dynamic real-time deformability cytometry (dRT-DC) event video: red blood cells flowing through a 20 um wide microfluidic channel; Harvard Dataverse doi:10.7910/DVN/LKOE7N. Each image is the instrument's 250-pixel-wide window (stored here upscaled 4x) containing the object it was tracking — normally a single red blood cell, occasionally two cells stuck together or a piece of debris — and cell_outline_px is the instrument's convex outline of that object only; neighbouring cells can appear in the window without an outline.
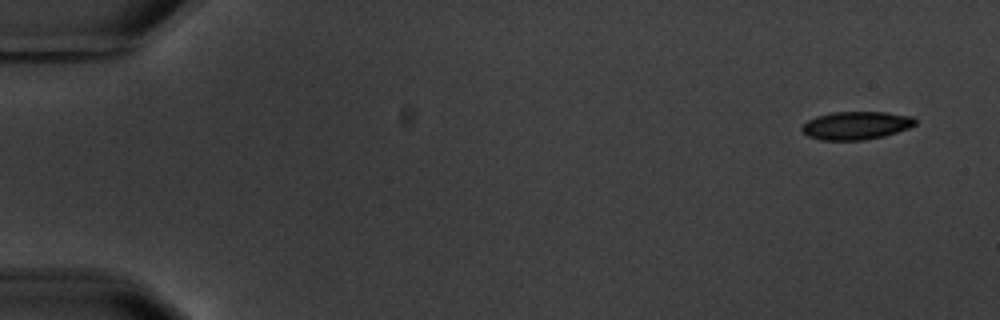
{"species": "common noctule bat (a hibernating species)", "species_latin": "Nyctalus noctula", "temperature_condition": "warm", "stored_images_in_passage": 5, "camera_frame_rate_fps": 3000, "um_per_image_px": 0.085, "animal": {"sex": "male", "body_mass_g": 20.1, "forearm_length_mm": 53.5}, "frame": {"image": 1, "passage_image": 1, "time_ms": 0.0, "image_size_px": [1000, 320], "cell_outline_px": [[916, 124], [908, 128], [884, 136], [864, 140], [820, 140], [808, 136], [800, 128], [808, 120], [816, 116], [832, 112], [888, 112], [912, 116], [916, 120]], "centroid_in_image_um": [72.77, 10.66], "position_along_channel_um": 12.2, "area_um2": 18.55}}
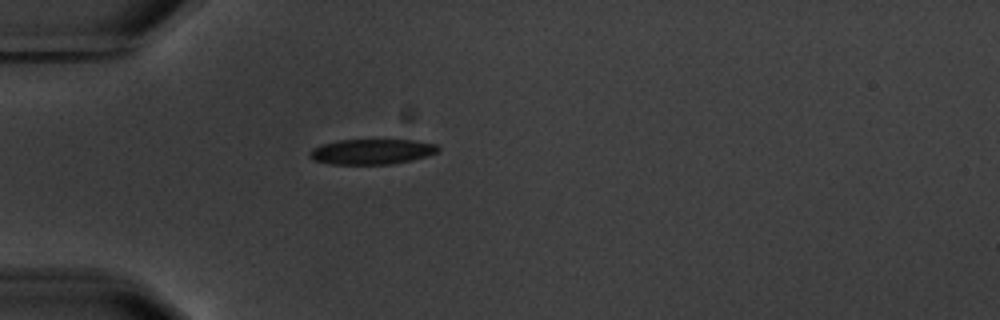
{"frame": {"image": 2, "passage_image": 5, "time_ms": 4.667, "image_size_px": [1000, 320], "cell_outline_px": [[440, 152], [412, 160], [392, 164], [332, 164], [312, 160], [308, 156], [308, 152], [312, 148], [320, 144], [336, 140], [416, 140], [436, 144], [440, 148]], "centroid_in_image_um": [31.58, 12.88], "position_along_channel_um": 53.4, "area_um2": 19.19}}